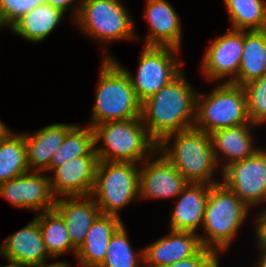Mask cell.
Listing matches in <instances>:
<instances>
[{
  "instance_id": "21",
  "label": "cell",
  "mask_w": 266,
  "mask_h": 267,
  "mask_svg": "<svg viewBox=\"0 0 266 267\" xmlns=\"http://www.w3.org/2000/svg\"><path fill=\"white\" fill-rule=\"evenodd\" d=\"M74 125L70 123H55L40 128L34 134L23 132L28 170L48 172L52 156L61 146L67 132Z\"/></svg>"
},
{
  "instance_id": "22",
  "label": "cell",
  "mask_w": 266,
  "mask_h": 267,
  "mask_svg": "<svg viewBox=\"0 0 266 267\" xmlns=\"http://www.w3.org/2000/svg\"><path fill=\"white\" fill-rule=\"evenodd\" d=\"M123 224L121 218L101 214L89 228L85 241L76 252L81 267H99L106 256L109 241Z\"/></svg>"
},
{
  "instance_id": "35",
  "label": "cell",
  "mask_w": 266,
  "mask_h": 267,
  "mask_svg": "<svg viewBox=\"0 0 266 267\" xmlns=\"http://www.w3.org/2000/svg\"><path fill=\"white\" fill-rule=\"evenodd\" d=\"M30 267H72V266L68 262H65V261H58V262L55 261L50 264L46 261V262H42V263L30 266Z\"/></svg>"
},
{
  "instance_id": "12",
  "label": "cell",
  "mask_w": 266,
  "mask_h": 267,
  "mask_svg": "<svg viewBox=\"0 0 266 267\" xmlns=\"http://www.w3.org/2000/svg\"><path fill=\"white\" fill-rule=\"evenodd\" d=\"M140 166L139 200L176 199L188 184L158 149L146 158Z\"/></svg>"
},
{
  "instance_id": "36",
  "label": "cell",
  "mask_w": 266,
  "mask_h": 267,
  "mask_svg": "<svg viewBox=\"0 0 266 267\" xmlns=\"http://www.w3.org/2000/svg\"><path fill=\"white\" fill-rule=\"evenodd\" d=\"M7 26L9 30H11V25L6 21V18L4 17L2 10L0 8V30L1 28H5Z\"/></svg>"
},
{
  "instance_id": "18",
  "label": "cell",
  "mask_w": 266,
  "mask_h": 267,
  "mask_svg": "<svg viewBox=\"0 0 266 267\" xmlns=\"http://www.w3.org/2000/svg\"><path fill=\"white\" fill-rule=\"evenodd\" d=\"M53 209L62 217L76 250L82 246L89 228L102 214L91 195L57 198Z\"/></svg>"
},
{
  "instance_id": "39",
  "label": "cell",
  "mask_w": 266,
  "mask_h": 267,
  "mask_svg": "<svg viewBox=\"0 0 266 267\" xmlns=\"http://www.w3.org/2000/svg\"><path fill=\"white\" fill-rule=\"evenodd\" d=\"M8 261V264L7 265H4V266H0V267H27V266H24V265H21L17 262H13V261Z\"/></svg>"
},
{
  "instance_id": "15",
  "label": "cell",
  "mask_w": 266,
  "mask_h": 267,
  "mask_svg": "<svg viewBox=\"0 0 266 267\" xmlns=\"http://www.w3.org/2000/svg\"><path fill=\"white\" fill-rule=\"evenodd\" d=\"M143 15L149 23L145 46H168L181 50L182 22L167 0H146Z\"/></svg>"
},
{
  "instance_id": "34",
  "label": "cell",
  "mask_w": 266,
  "mask_h": 267,
  "mask_svg": "<svg viewBox=\"0 0 266 267\" xmlns=\"http://www.w3.org/2000/svg\"><path fill=\"white\" fill-rule=\"evenodd\" d=\"M80 2H81L80 0L79 1L77 0H45V3L50 4L51 6L60 9L64 13H66L67 10H69L71 7V11H73L72 20H74L78 15V12L80 9Z\"/></svg>"
},
{
  "instance_id": "3",
  "label": "cell",
  "mask_w": 266,
  "mask_h": 267,
  "mask_svg": "<svg viewBox=\"0 0 266 267\" xmlns=\"http://www.w3.org/2000/svg\"><path fill=\"white\" fill-rule=\"evenodd\" d=\"M100 68L92 117L87 125L93 128L104 122L141 118L142 103L125 71L112 58H103Z\"/></svg>"
},
{
  "instance_id": "2",
  "label": "cell",
  "mask_w": 266,
  "mask_h": 267,
  "mask_svg": "<svg viewBox=\"0 0 266 267\" xmlns=\"http://www.w3.org/2000/svg\"><path fill=\"white\" fill-rule=\"evenodd\" d=\"M157 149L188 183L213 185L220 182L214 178L219 166L209 133L195 127L178 131L164 137Z\"/></svg>"
},
{
  "instance_id": "4",
  "label": "cell",
  "mask_w": 266,
  "mask_h": 267,
  "mask_svg": "<svg viewBox=\"0 0 266 267\" xmlns=\"http://www.w3.org/2000/svg\"><path fill=\"white\" fill-rule=\"evenodd\" d=\"M249 211L250 208L221 181L211 185L202 225L205 235H199L203 247L218 255L228 251Z\"/></svg>"
},
{
  "instance_id": "5",
  "label": "cell",
  "mask_w": 266,
  "mask_h": 267,
  "mask_svg": "<svg viewBox=\"0 0 266 267\" xmlns=\"http://www.w3.org/2000/svg\"><path fill=\"white\" fill-rule=\"evenodd\" d=\"M93 130L99 161L141 164L157 149L141 118L104 122L95 125ZM99 142L104 145L98 146Z\"/></svg>"
},
{
  "instance_id": "33",
  "label": "cell",
  "mask_w": 266,
  "mask_h": 267,
  "mask_svg": "<svg viewBox=\"0 0 266 267\" xmlns=\"http://www.w3.org/2000/svg\"><path fill=\"white\" fill-rule=\"evenodd\" d=\"M260 213H257L256 219V228H255V237L257 242V248H259V254L266 255V207L260 210Z\"/></svg>"
},
{
  "instance_id": "31",
  "label": "cell",
  "mask_w": 266,
  "mask_h": 267,
  "mask_svg": "<svg viewBox=\"0 0 266 267\" xmlns=\"http://www.w3.org/2000/svg\"><path fill=\"white\" fill-rule=\"evenodd\" d=\"M42 3H45V0H0V8L6 21L12 25L22 15Z\"/></svg>"
},
{
  "instance_id": "6",
  "label": "cell",
  "mask_w": 266,
  "mask_h": 267,
  "mask_svg": "<svg viewBox=\"0 0 266 267\" xmlns=\"http://www.w3.org/2000/svg\"><path fill=\"white\" fill-rule=\"evenodd\" d=\"M241 124H252L243 86L222 82L207 95L197 92L196 129L211 134L215 130Z\"/></svg>"
},
{
  "instance_id": "8",
  "label": "cell",
  "mask_w": 266,
  "mask_h": 267,
  "mask_svg": "<svg viewBox=\"0 0 266 267\" xmlns=\"http://www.w3.org/2000/svg\"><path fill=\"white\" fill-rule=\"evenodd\" d=\"M73 20L81 31L95 41L109 43L138 39L134 21L121 0H80Z\"/></svg>"
},
{
  "instance_id": "19",
  "label": "cell",
  "mask_w": 266,
  "mask_h": 267,
  "mask_svg": "<svg viewBox=\"0 0 266 267\" xmlns=\"http://www.w3.org/2000/svg\"><path fill=\"white\" fill-rule=\"evenodd\" d=\"M258 127L254 124H241L238 126L221 128L213 131L211 135L214 156L219 171L230 164L241 161L254 155L260 148L255 147L251 129ZM251 128V129H250ZM224 156V157H223ZM224 163L220 165V159ZM227 160V161H226ZM221 168V169H220Z\"/></svg>"
},
{
  "instance_id": "37",
  "label": "cell",
  "mask_w": 266,
  "mask_h": 267,
  "mask_svg": "<svg viewBox=\"0 0 266 267\" xmlns=\"http://www.w3.org/2000/svg\"><path fill=\"white\" fill-rule=\"evenodd\" d=\"M255 264L254 267H266V255H259V259H257V263L255 262Z\"/></svg>"
},
{
  "instance_id": "1",
  "label": "cell",
  "mask_w": 266,
  "mask_h": 267,
  "mask_svg": "<svg viewBox=\"0 0 266 267\" xmlns=\"http://www.w3.org/2000/svg\"><path fill=\"white\" fill-rule=\"evenodd\" d=\"M182 71L141 104V119L148 135L158 144L169 134L193 128L197 92Z\"/></svg>"
},
{
  "instance_id": "17",
  "label": "cell",
  "mask_w": 266,
  "mask_h": 267,
  "mask_svg": "<svg viewBox=\"0 0 266 267\" xmlns=\"http://www.w3.org/2000/svg\"><path fill=\"white\" fill-rule=\"evenodd\" d=\"M0 256L5 261L17 262L27 267L49 261L51 257L45 248L36 218L4 239L0 245Z\"/></svg>"
},
{
  "instance_id": "20",
  "label": "cell",
  "mask_w": 266,
  "mask_h": 267,
  "mask_svg": "<svg viewBox=\"0 0 266 267\" xmlns=\"http://www.w3.org/2000/svg\"><path fill=\"white\" fill-rule=\"evenodd\" d=\"M210 186L208 184H187L176 197L178 201L171 212L169 230L198 234L197 230L203 225Z\"/></svg>"
},
{
  "instance_id": "26",
  "label": "cell",
  "mask_w": 266,
  "mask_h": 267,
  "mask_svg": "<svg viewBox=\"0 0 266 267\" xmlns=\"http://www.w3.org/2000/svg\"><path fill=\"white\" fill-rule=\"evenodd\" d=\"M35 218L41 229L45 248L52 259H57L68 251H72L76 257L77 250L72 246L67 227L54 209L37 213Z\"/></svg>"
},
{
  "instance_id": "24",
  "label": "cell",
  "mask_w": 266,
  "mask_h": 267,
  "mask_svg": "<svg viewBox=\"0 0 266 267\" xmlns=\"http://www.w3.org/2000/svg\"><path fill=\"white\" fill-rule=\"evenodd\" d=\"M266 74V30H243V52L238 77L232 82L239 86Z\"/></svg>"
},
{
  "instance_id": "7",
  "label": "cell",
  "mask_w": 266,
  "mask_h": 267,
  "mask_svg": "<svg viewBox=\"0 0 266 267\" xmlns=\"http://www.w3.org/2000/svg\"><path fill=\"white\" fill-rule=\"evenodd\" d=\"M140 165L99 161L91 196L103 215L120 217L119 211L139 198Z\"/></svg>"
},
{
  "instance_id": "28",
  "label": "cell",
  "mask_w": 266,
  "mask_h": 267,
  "mask_svg": "<svg viewBox=\"0 0 266 267\" xmlns=\"http://www.w3.org/2000/svg\"><path fill=\"white\" fill-rule=\"evenodd\" d=\"M235 30H266V0H222Z\"/></svg>"
},
{
  "instance_id": "27",
  "label": "cell",
  "mask_w": 266,
  "mask_h": 267,
  "mask_svg": "<svg viewBox=\"0 0 266 267\" xmlns=\"http://www.w3.org/2000/svg\"><path fill=\"white\" fill-rule=\"evenodd\" d=\"M11 129L0 140V184L27 173L24 135Z\"/></svg>"
},
{
  "instance_id": "10",
  "label": "cell",
  "mask_w": 266,
  "mask_h": 267,
  "mask_svg": "<svg viewBox=\"0 0 266 267\" xmlns=\"http://www.w3.org/2000/svg\"><path fill=\"white\" fill-rule=\"evenodd\" d=\"M220 181L250 209L266 203V148L221 171Z\"/></svg>"
},
{
  "instance_id": "23",
  "label": "cell",
  "mask_w": 266,
  "mask_h": 267,
  "mask_svg": "<svg viewBox=\"0 0 266 267\" xmlns=\"http://www.w3.org/2000/svg\"><path fill=\"white\" fill-rule=\"evenodd\" d=\"M65 13L47 3L36 5L29 12L22 15L12 25L14 34L29 42H42L56 29L64 18Z\"/></svg>"
},
{
  "instance_id": "9",
  "label": "cell",
  "mask_w": 266,
  "mask_h": 267,
  "mask_svg": "<svg viewBox=\"0 0 266 267\" xmlns=\"http://www.w3.org/2000/svg\"><path fill=\"white\" fill-rule=\"evenodd\" d=\"M107 50L106 48L103 50V58H112L125 71L141 103L183 71L184 62L179 59L181 50L174 47L143 45L135 75L113 58Z\"/></svg>"
},
{
  "instance_id": "38",
  "label": "cell",
  "mask_w": 266,
  "mask_h": 267,
  "mask_svg": "<svg viewBox=\"0 0 266 267\" xmlns=\"http://www.w3.org/2000/svg\"><path fill=\"white\" fill-rule=\"evenodd\" d=\"M10 130V128H8L6 126V124H4L1 120H0V140L7 134V132Z\"/></svg>"
},
{
  "instance_id": "16",
  "label": "cell",
  "mask_w": 266,
  "mask_h": 267,
  "mask_svg": "<svg viewBox=\"0 0 266 267\" xmlns=\"http://www.w3.org/2000/svg\"><path fill=\"white\" fill-rule=\"evenodd\" d=\"M143 249L144 267H162L196 255L202 248L199 234L169 230Z\"/></svg>"
},
{
  "instance_id": "32",
  "label": "cell",
  "mask_w": 266,
  "mask_h": 267,
  "mask_svg": "<svg viewBox=\"0 0 266 267\" xmlns=\"http://www.w3.org/2000/svg\"><path fill=\"white\" fill-rule=\"evenodd\" d=\"M220 257L214 250L203 247L194 256L162 267H219Z\"/></svg>"
},
{
  "instance_id": "30",
  "label": "cell",
  "mask_w": 266,
  "mask_h": 267,
  "mask_svg": "<svg viewBox=\"0 0 266 267\" xmlns=\"http://www.w3.org/2000/svg\"><path fill=\"white\" fill-rule=\"evenodd\" d=\"M243 87L250 121L256 126H261L266 122V74Z\"/></svg>"
},
{
  "instance_id": "11",
  "label": "cell",
  "mask_w": 266,
  "mask_h": 267,
  "mask_svg": "<svg viewBox=\"0 0 266 267\" xmlns=\"http://www.w3.org/2000/svg\"><path fill=\"white\" fill-rule=\"evenodd\" d=\"M215 38L203 55L201 72L209 82L225 78L223 82L232 83L238 77L242 58L243 30L228 28L227 33Z\"/></svg>"
},
{
  "instance_id": "14",
  "label": "cell",
  "mask_w": 266,
  "mask_h": 267,
  "mask_svg": "<svg viewBox=\"0 0 266 267\" xmlns=\"http://www.w3.org/2000/svg\"><path fill=\"white\" fill-rule=\"evenodd\" d=\"M98 156H80L56 167L50 175L53 196H88L94 187Z\"/></svg>"
},
{
  "instance_id": "13",
  "label": "cell",
  "mask_w": 266,
  "mask_h": 267,
  "mask_svg": "<svg viewBox=\"0 0 266 267\" xmlns=\"http://www.w3.org/2000/svg\"><path fill=\"white\" fill-rule=\"evenodd\" d=\"M0 196L18 209L35 210L42 213L53 209L50 177L44 172L28 171L0 184Z\"/></svg>"
},
{
  "instance_id": "29",
  "label": "cell",
  "mask_w": 266,
  "mask_h": 267,
  "mask_svg": "<svg viewBox=\"0 0 266 267\" xmlns=\"http://www.w3.org/2000/svg\"><path fill=\"white\" fill-rule=\"evenodd\" d=\"M124 223L112 235L99 267H144L143 250L134 252Z\"/></svg>"
},
{
  "instance_id": "25",
  "label": "cell",
  "mask_w": 266,
  "mask_h": 267,
  "mask_svg": "<svg viewBox=\"0 0 266 267\" xmlns=\"http://www.w3.org/2000/svg\"><path fill=\"white\" fill-rule=\"evenodd\" d=\"M80 156H97L95 152L94 130L87 125L75 124L66 134L61 146L50 161L48 172Z\"/></svg>"
}]
</instances>
